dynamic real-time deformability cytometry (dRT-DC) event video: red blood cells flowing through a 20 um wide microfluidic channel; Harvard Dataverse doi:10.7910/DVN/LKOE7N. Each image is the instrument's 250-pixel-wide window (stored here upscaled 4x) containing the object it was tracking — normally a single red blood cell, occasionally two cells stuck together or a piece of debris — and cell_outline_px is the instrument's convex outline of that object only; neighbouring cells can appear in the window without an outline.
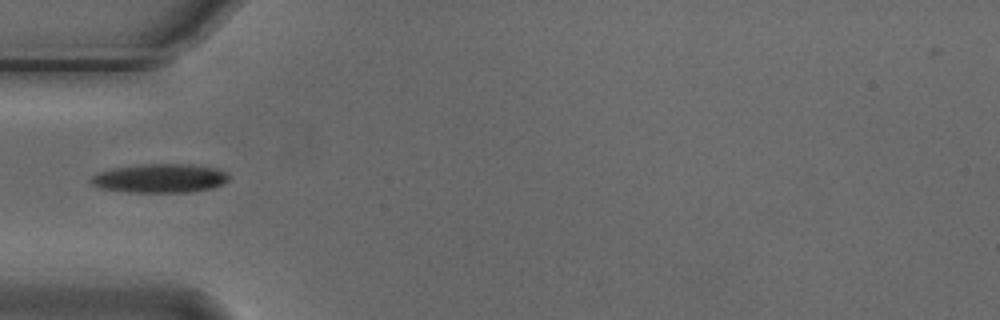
{"species": "Egyptian fruit bat (a non-hibernating species)", "species_latin": "Rousettus aegyptiacus", "temperature_condition": "cold", "stored_images_in_passage": 4, "camera_frame_rate_fps": 3000, "um_per_image_px": 0.085, "animal": {"sex": "male"}, "frame": {"image": 1, "passage_image": 1, "time_ms": 0.0, "image_size_px": [1000, 320], "cell_outline_px": [[232, 176], [224, 184], [212, 188], [192, 192], [128, 192], [100, 188], [92, 184], [88, 180], [96, 172], [112, 168], [140, 164], [192, 164], [216, 168], [228, 172]], "centroid_in_image_um": [13.62, 15.15], "position_along_channel_um": 71.4, "area_um2": 23.64}}
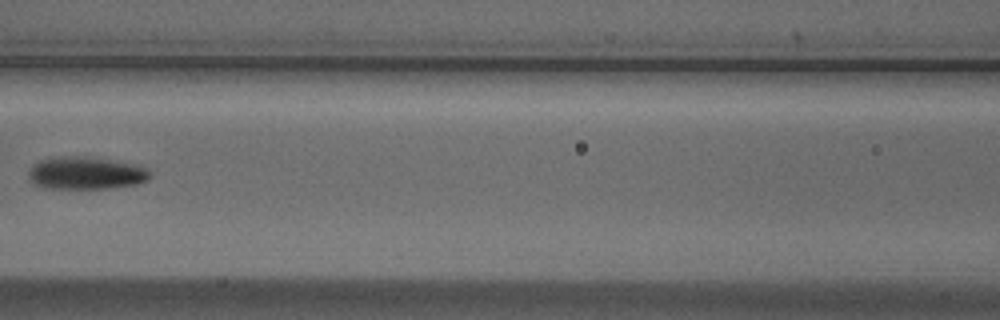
{"frame": {"image": 2, "passage_image": 3, "time_ms": 0.667, "image_size_px": [1000, 320], "cell_outline_px": [[152, 176], [148, 180], [136, 184], [108, 188], [44, 188], [28, 180], [28, 172], [32, 164], [40, 160], [68, 156], [84, 156], [140, 164], [148, 168], [152, 172]], "centroid_in_image_um": [7.35, 14.71], "position_along_channel_um": 159.3, "area_um2": 23.29}}
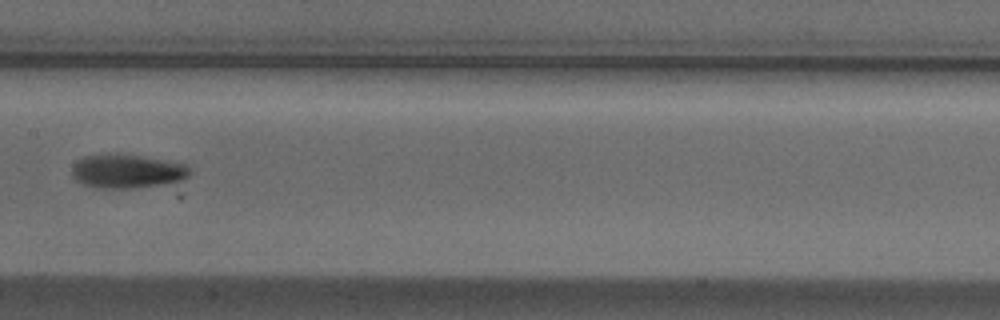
{"frame": {"image": 3, "passage_image": 4, "time_ms": 1.0, "image_size_px": [1000, 320], "cell_outline_px": [[192, 172], [188, 176], [180, 180], [160, 184], [128, 188], [96, 188], [84, 184], [76, 180], [72, 176], [72, 168], [84, 156], [112, 152], [184, 164]], "centroid_in_image_um": [10.74, 14.55], "position_along_channel_um": 196.7, "area_um2": 22.77}}